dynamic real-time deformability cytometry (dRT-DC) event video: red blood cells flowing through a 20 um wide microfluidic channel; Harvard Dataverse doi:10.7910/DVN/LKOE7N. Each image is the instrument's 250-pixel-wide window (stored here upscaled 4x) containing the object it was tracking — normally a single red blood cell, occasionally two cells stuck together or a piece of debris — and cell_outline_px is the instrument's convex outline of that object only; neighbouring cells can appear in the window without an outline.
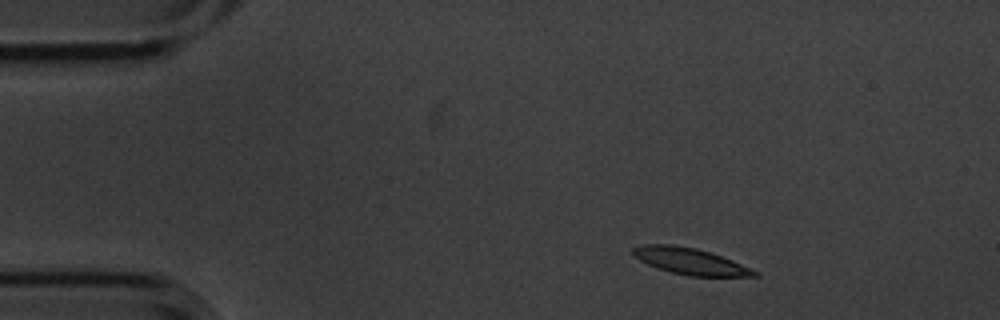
{"species": "common noctule bat (a hibernating species)", "species_latin": "Nyctalus noctula", "temperature_condition": "cold", "stored_images_in_passage": 3, "camera_frame_rate_fps": 3000, "um_per_image_px": 0.085, "animal": {"sex": "male", "body_mass_g": 20.1, "forearm_length_mm": 53.5}, "frame": {"image": 1, "passage_image": 1, "time_ms": 0.0, "image_size_px": [1000, 320], "cell_outline_px": [[760, 276], [688, 276], [656, 268], [632, 256], [632, 248], [644, 244], [672, 244], [696, 248], [732, 260], [760, 272]], "centroid_in_image_um": [58.64, 22.2], "position_along_channel_um": 26.4, "area_um2": 18.67}}